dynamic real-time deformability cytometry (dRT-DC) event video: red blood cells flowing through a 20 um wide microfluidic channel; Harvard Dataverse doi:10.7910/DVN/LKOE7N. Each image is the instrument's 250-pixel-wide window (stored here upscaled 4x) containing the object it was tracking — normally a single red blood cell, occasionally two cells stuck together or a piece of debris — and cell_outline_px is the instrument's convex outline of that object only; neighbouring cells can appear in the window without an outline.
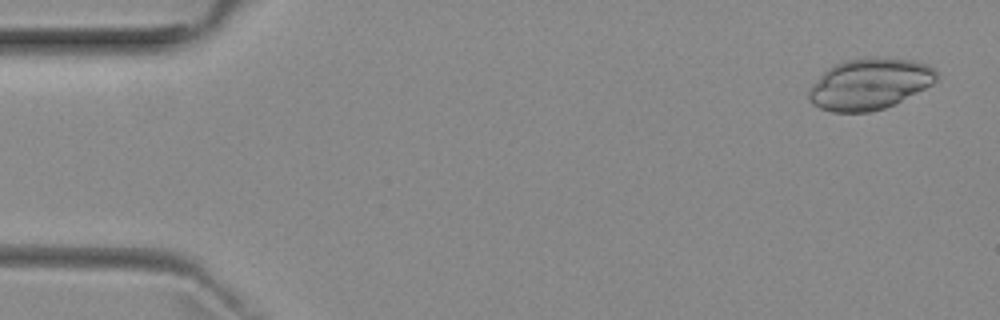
{"species": "common noctule bat (a hibernating species)", "species_latin": "Nyctalus noctula", "temperature_condition": "room temperature", "stored_images_in_passage": 5, "camera_frame_rate_fps": 3000, "um_per_image_px": 0.085, "animal": {"sex": "female", "body_mass_g": 29.2, "forearm_length_mm": 56.3}, "frame": {"image": 1, "passage_image": 1, "time_ms": 0.0, "image_size_px": [1000, 320], "cell_outline_px": [[936, 80], [932, 84], [884, 108], [868, 112], [832, 112], [820, 108], [812, 104], [808, 100], [808, 92], [812, 84], [828, 68], [844, 60], [912, 60], [928, 64], [936, 68]], "centroid_in_image_um": [73.87, 7.17], "position_along_channel_um": 11.1, "area_um2": 36.93}}